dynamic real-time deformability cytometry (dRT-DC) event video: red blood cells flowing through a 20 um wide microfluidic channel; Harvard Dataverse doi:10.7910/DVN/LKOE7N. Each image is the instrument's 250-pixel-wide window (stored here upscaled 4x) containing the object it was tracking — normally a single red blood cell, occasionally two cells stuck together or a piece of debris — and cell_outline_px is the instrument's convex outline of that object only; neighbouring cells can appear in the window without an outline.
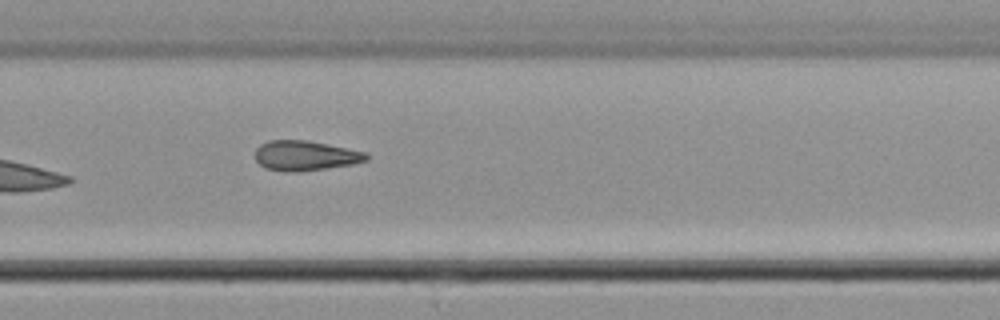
{"species": "common noctule bat (a hibernating species)", "species_latin": "Nyctalus noctula", "temperature_condition": "cold", "stored_images_in_passage": 9, "camera_frame_rate_fps": 3000, "um_per_image_px": 0.085, "animal": {"sex": "male", "body_mass_g": 21.5, "forearm_length_mm": 52.0}, "frame": {"image": 1, "passage_image": 9, "time_ms": 10.667, "image_size_px": [1000, 320], "cell_outline_px": [[368, 160], [352, 164], [324, 168], [292, 172], [288, 172], [264, 168], [256, 160], [256, 148], [260, 144], [268, 140], [308, 140], [364, 152], [368, 156]], "centroid_in_image_um": [25.9, 13.22], "position_along_channel_um": 303.9, "area_um2": 19.13}}